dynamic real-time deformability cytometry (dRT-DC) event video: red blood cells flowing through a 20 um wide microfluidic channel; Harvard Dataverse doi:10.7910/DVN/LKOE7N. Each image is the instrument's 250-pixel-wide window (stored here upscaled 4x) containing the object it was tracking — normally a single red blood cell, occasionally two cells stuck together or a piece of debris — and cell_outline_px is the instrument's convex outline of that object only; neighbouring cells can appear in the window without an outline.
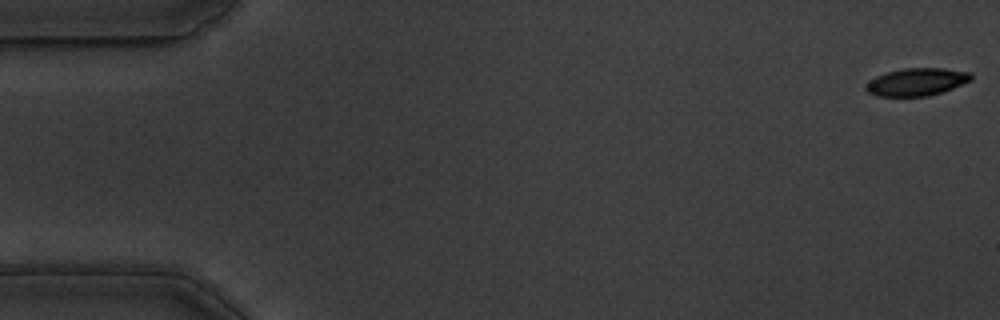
{"species": "common noctule bat (a hibernating species)", "species_latin": "Nyctalus noctula", "temperature_condition": "warm", "stored_images_in_passage": 54, "camera_frame_rate_fps": 3000, "um_per_image_px": 0.085, "animal": {"sex": "male", "body_mass_g": 19.5, "forearm_length_mm": 54.6}, "frame": {"image": 1, "passage_image": 1, "time_ms": 0.0, "image_size_px": [1000, 320], "cell_outline_px": [[972, 80], [944, 92], [928, 96], [876, 96], [868, 92], [864, 88], [876, 76], [888, 72], [904, 68], [944, 68], [972, 72]], "centroid_in_image_um": [77.98, 6.96], "position_along_channel_um": 7.0, "area_um2": 16.94}}
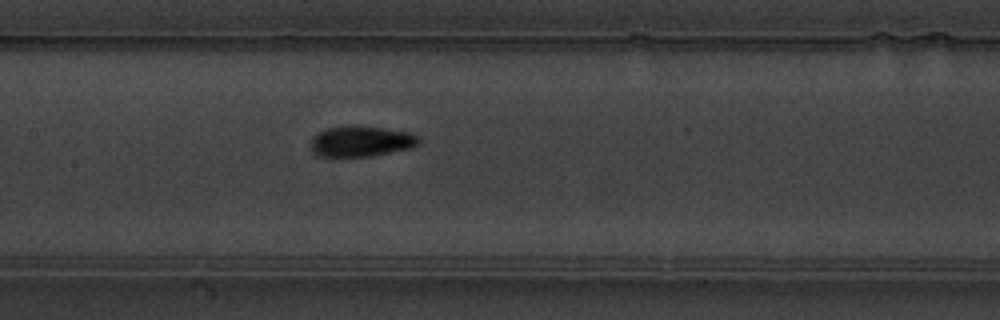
{"frame": {"image": 2, "passage_image": 27, "time_ms": 8.667, "image_size_px": [1000, 320], "cell_outline_px": [[420, 144], [412, 148], [368, 156], [316, 156], [312, 152], [312, 136], [328, 128], [348, 124], [356, 124], [412, 132], [420, 136]], "centroid_in_image_um": [30.74, 11.98], "position_along_channel_um": 176.7, "area_um2": 19.65}}
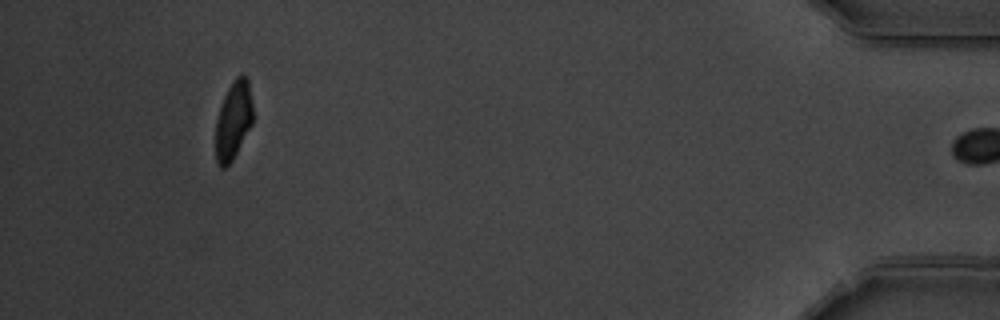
{"frame": {"image": 3, "passage_image": 53, "time_ms": 17.333, "image_size_px": [1000, 320], "cell_outline_px": [[252, 124], [232, 160], [224, 168], [220, 168], [216, 164], [216, 120], [224, 96], [232, 80], [236, 76], [244, 76], [248, 80], [252, 104]], "centroid_in_image_um": [19.82, 10.24], "position_along_channel_um": 415.4, "area_um2": 16.76}, "authors_computed_cell_mechanics": {"area_um2": 18.6116, "velocity_mm_per_s": 3.5498, "shape_relaxation_time_tau1_ms": 3.9399, "shape_relaxation_time_tau2_ms": 1.7179, "deformation_change_tau1": 0.1394, "deformation_change_tau2": 0.0562}}